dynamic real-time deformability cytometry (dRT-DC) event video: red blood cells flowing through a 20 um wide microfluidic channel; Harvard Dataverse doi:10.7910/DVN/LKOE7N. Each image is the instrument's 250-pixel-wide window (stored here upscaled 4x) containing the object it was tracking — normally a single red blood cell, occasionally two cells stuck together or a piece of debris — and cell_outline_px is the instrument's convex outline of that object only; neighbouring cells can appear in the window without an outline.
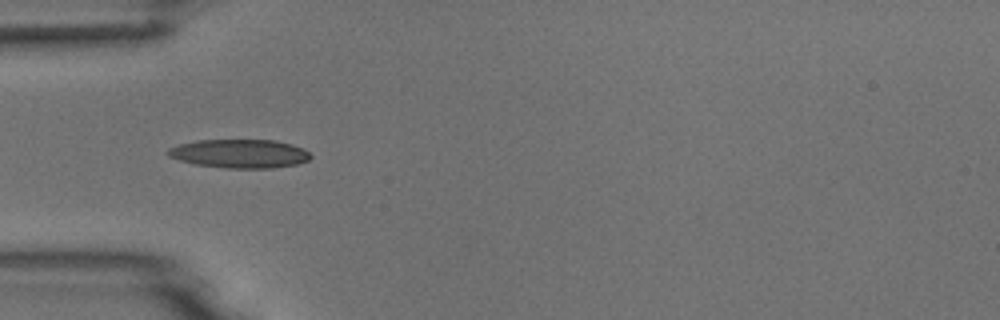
{"species": "common noctule bat (a hibernating species)", "species_latin": "Nyctalus noctula", "temperature_condition": "room temperature", "stored_images_in_passage": 2, "camera_frame_rate_fps": 3000, "um_per_image_px": 0.085, "animal": {"sex": "male", "body_mass_g": 18.8}, "frame": {"image": 1, "passage_image": 1, "time_ms": 0.0, "image_size_px": [1000, 320], "cell_outline_px": [[312, 156], [308, 160], [296, 164], [272, 168], [228, 168], [196, 164], [180, 160], [168, 156], [164, 152], [168, 148], [180, 144], [196, 140], [276, 140], [292, 144], [304, 148]], "centroid_in_image_um": [20.37, 13.05], "position_along_channel_um": 64.6, "area_um2": 23.87}}